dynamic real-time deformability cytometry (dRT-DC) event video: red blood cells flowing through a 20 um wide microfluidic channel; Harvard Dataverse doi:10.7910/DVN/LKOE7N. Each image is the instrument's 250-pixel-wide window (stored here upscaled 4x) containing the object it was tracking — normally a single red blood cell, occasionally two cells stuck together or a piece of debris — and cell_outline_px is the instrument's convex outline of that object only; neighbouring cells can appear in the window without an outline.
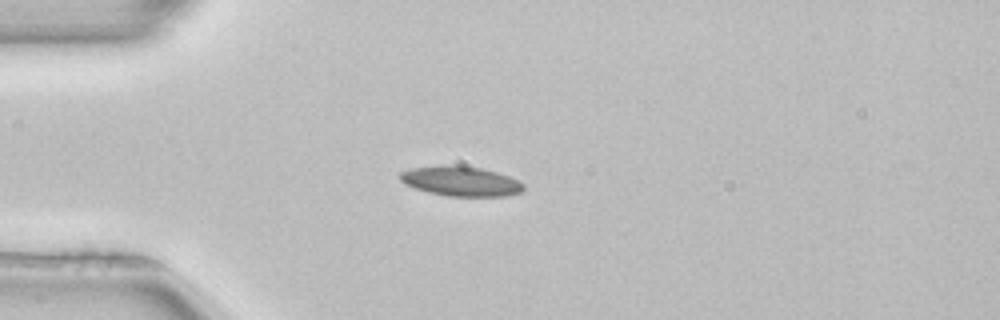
{"species": "common noctule bat (a hibernating species)", "species_latin": "Nyctalus noctula", "temperature_condition": "room temperature", "stored_images_in_passage": 39, "camera_frame_rate_fps": 3000, "um_per_image_px": 0.085, "animal": {"sex": "female", "body_mass_g": 22.7, "forearm_length_mm": 54.2}, "frame": {"image": 1, "passage_image": 1, "time_ms": 0.0, "image_size_px": [1000, 320], "cell_outline_px": [[524, 188], [520, 192], [504, 196], [448, 196], [428, 192], [404, 184], [400, 180], [400, 172], [412, 168], [452, 164], [480, 168], [496, 172], [508, 176], [524, 184]], "centroid_in_image_um": [39.14, 15.4], "position_along_channel_um": 45.9, "area_um2": 21.27}}
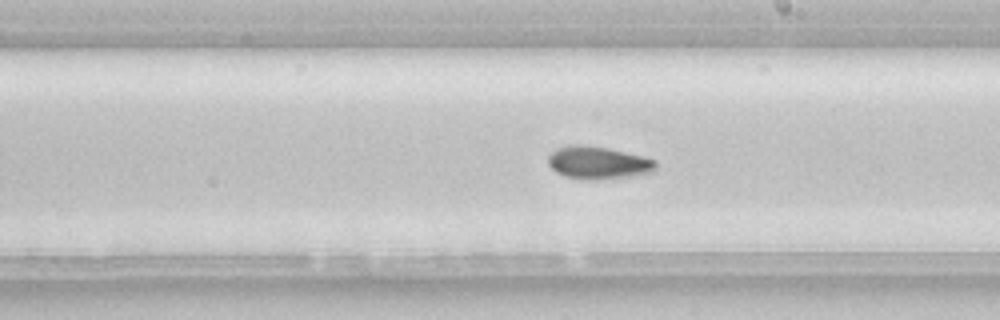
{"frame": {"image": 2, "passage_image": 17, "time_ms": 5.333, "image_size_px": [1000, 320], "cell_outline_px": [[656, 172], [632, 176], [596, 180], [584, 180], [564, 176], [556, 172], [548, 164], [548, 156], [556, 148], [576, 144], [580, 144], [608, 148], [644, 156], [656, 160]], "centroid_in_image_um": [50.87, 13.84], "position_along_channel_um": 238.1, "area_um2": 20.75}, "authors_computed_cell_mechanics": {"area_um2": 19.7098, "velocity_mm_per_s": 3.9526, "shape_relaxation_time_tau1_ms": null, "shape_relaxation_time_tau2_ms": 4.2274, "deformation_change_tau1": null, "deformation_change_tau2": 0.0874}}